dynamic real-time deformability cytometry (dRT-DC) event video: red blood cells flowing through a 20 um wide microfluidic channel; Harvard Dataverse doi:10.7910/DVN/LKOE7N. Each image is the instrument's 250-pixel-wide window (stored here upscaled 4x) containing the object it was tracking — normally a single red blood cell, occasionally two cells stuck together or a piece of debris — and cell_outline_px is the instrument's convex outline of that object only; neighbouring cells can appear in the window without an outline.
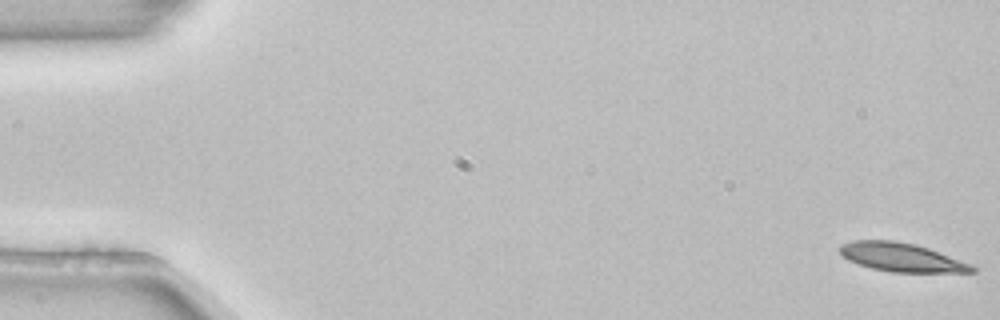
{"species": "common noctule bat (a hibernating species)", "species_latin": "Nyctalus noctula", "temperature_condition": "room temperature", "stored_images_in_passage": 4, "camera_frame_rate_fps": 3000, "um_per_image_px": 0.085, "animal": {"sex": "female", "body_mass_g": 22.7, "forearm_length_mm": 54.2}, "frame": {"image": 1, "passage_image": 1, "time_ms": 0.0, "image_size_px": [1000, 320], "cell_outline_px": [[976, 272], [892, 272], [872, 268], [848, 260], [836, 248], [840, 244], [852, 240], [896, 240], [916, 244], [928, 248], [972, 264], [976, 268]], "centroid_in_image_um": [76.61, 21.85], "position_along_channel_um": 8.4, "area_um2": 22.14}}
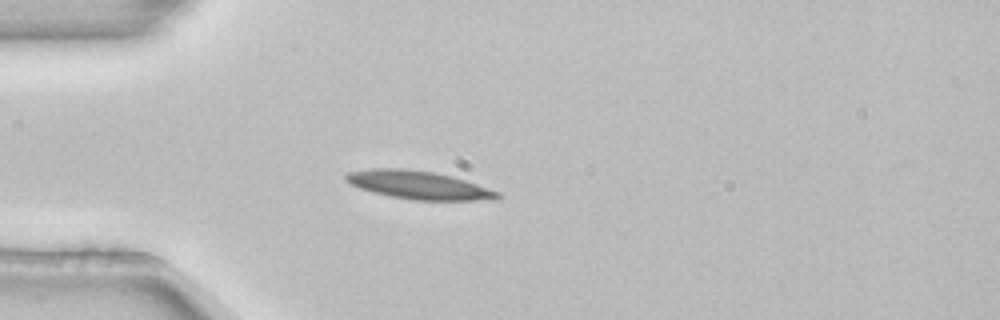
{"frame": {"image": 2, "passage_image": 4, "time_ms": 1.0, "image_size_px": [1000, 320], "cell_outline_px": [[500, 196], [496, 200], [412, 200], [392, 196], [360, 188], [344, 180], [344, 176], [348, 172], [372, 168], [400, 168], [432, 172], [452, 176], [500, 192]], "centroid_in_image_um": [35.59, 15.73], "position_along_channel_um": 49.4, "area_um2": 24.62}}